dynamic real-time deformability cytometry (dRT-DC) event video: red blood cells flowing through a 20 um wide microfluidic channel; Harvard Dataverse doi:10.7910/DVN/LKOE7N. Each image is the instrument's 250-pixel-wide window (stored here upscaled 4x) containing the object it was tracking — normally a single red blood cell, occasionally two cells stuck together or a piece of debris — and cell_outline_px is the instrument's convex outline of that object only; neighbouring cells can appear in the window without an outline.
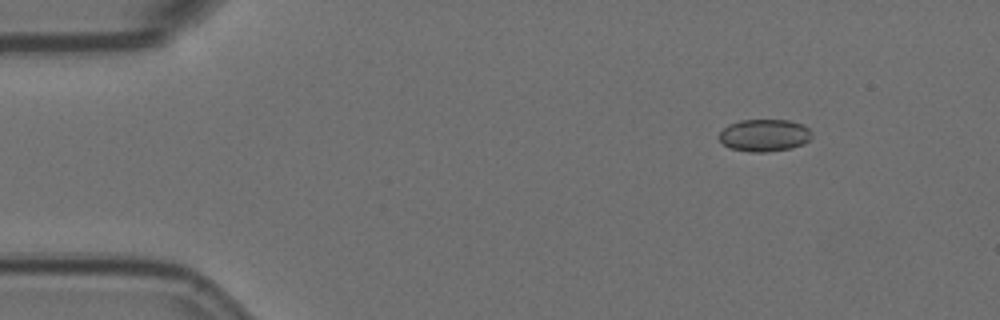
{"species": "Egyptian fruit bat (a non-hibernating species)", "species_latin": "Rousettus aegyptiacus", "temperature_condition": "room temperature", "stored_images_in_passage": 4, "camera_frame_rate_fps": 3000, "um_per_image_px": 0.085, "animal": {"sex": "female"}, "frame": {"image": 1, "passage_image": 1, "time_ms": 0.0, "image_size_px": [1000, 320], "cell_outline_px": [[812, 136], [804, 144], [792, 148], [768, 152], [748, 152], [728, 148], [720, 140], [720, 132], [728, 124], [740, 120], [788, 120], [804, 124], [812, 132]], "centroid_in_image_um": [64.99, 11.5], "position_along_channel_um": 20.0, "area_um2": 17.63}}
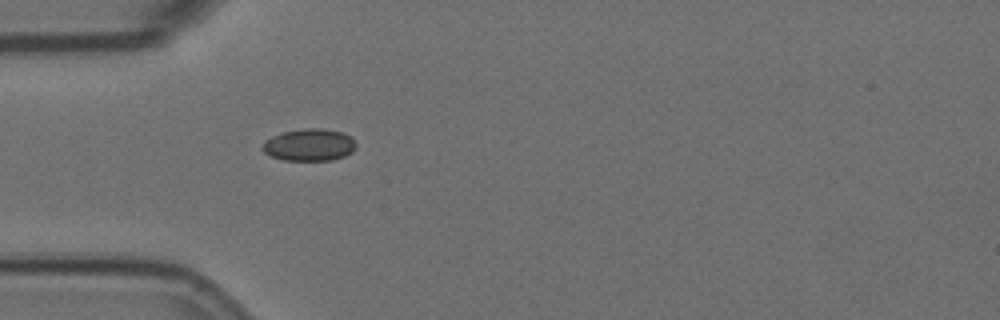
{"frame": {"image": 2, "passage_image": 4, "time_ms": 1.0, "image_size_px": [1000, 320], "cell_outline_px": [[356, 148], [352, 152], [344, 156], [332, 160], [284, 160], [272, 156], [264, 152], [260, 148], [272, 136], [284, 132], [304, 128], [320, 128], [340, 132], [352, 136], [356, 144]], "centroid_in_image_um": [26.32, 12.31], "position_along_channel_um": 58.7, "area_um2": 17.4}}